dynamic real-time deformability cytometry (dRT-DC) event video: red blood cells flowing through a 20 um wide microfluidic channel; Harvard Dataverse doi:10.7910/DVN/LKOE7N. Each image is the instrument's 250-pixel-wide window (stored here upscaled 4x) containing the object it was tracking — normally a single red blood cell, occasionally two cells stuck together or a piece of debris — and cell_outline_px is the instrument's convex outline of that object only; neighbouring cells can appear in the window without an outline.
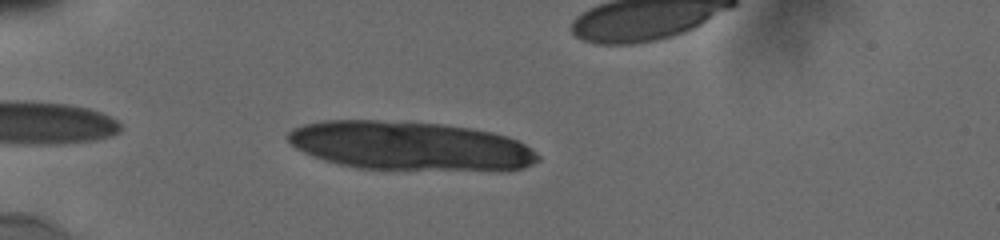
{"species": "human", "species_latin": "Homo sapiens", "temperature_condition": "cold", "stored_images_in_passage": 10, "camera_frame_rate_fps": 3000, "um_per_image_px": 0.085, "donor": {"sex": "male"}, "frame": {"image": 1, "passage_image": 2, "time_ms": 0.667, "image_size_px": [1000, 240], "cell_outline_px": [[540, 160], [524, 168], [356, 168], [324, 160], [304, 152], [296, 148], [288, 140], [288, 132], [292, 128], [304, 124], [324, 120], [376, 120], [440, 124], [472, 128], [492, 132], [508, 136], [524, 144], [536, 152], [540, 156]], "centroid_in_image_um": [34.78, 12.36], "position_along_channel_um": 50.2, "area_um2": 69.65}}